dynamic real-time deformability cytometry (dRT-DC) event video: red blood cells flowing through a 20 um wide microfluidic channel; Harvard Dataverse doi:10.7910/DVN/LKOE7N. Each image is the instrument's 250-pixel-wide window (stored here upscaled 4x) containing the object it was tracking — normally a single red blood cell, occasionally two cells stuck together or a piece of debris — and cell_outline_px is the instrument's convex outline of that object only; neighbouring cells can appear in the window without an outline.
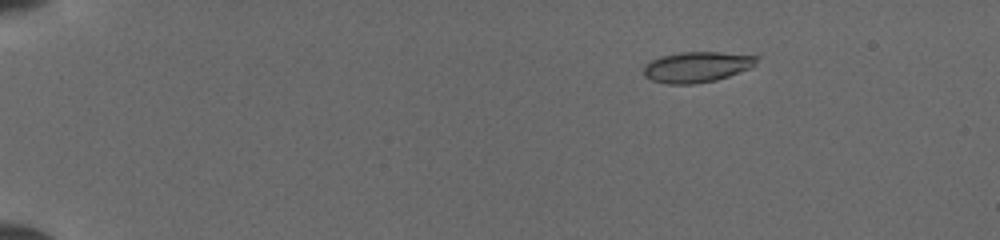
{"species": "common noctule bat (a hibernating species)", "species_latin": "Nyctalus noctula", "temperature_condition": "cold", "stored_images_in_passage": 43, "camera_frame_rate_fps": 3000, "um_per_image_px": 0.085, "animal": {"sex": "female", "body_mass_g": 19.5, "forearm_length_mm": 54.1}, "frame": {"image": 1, "passage_image": 1, "time_ms": 0.0, "image_size_px": [1000, 240], "cell_outline_px": [[760, 56], [756, 64], [752, 68], [716, 80], [692, 84], [668, 84], [652, 80], [644, 76], [644, 64], [648, 60], [660, 56], [680, 52], [720, 52]], "centroid_in_image_um": [59.23, 5.68], "position_along_channel_um": 25.8, "area_um2": 20.4}}
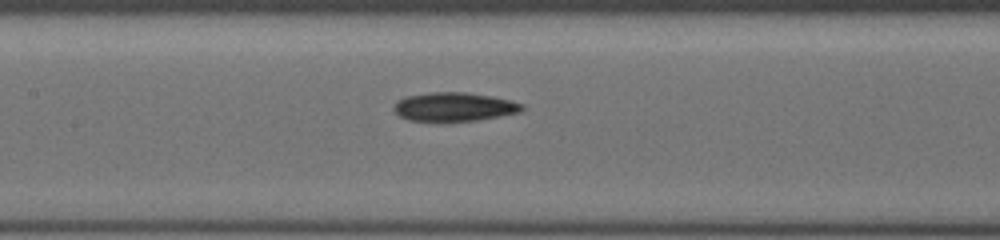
{"frame": {"image": 2, "passage_image": 19, "time_ms": 6.0, "image_size_px": [1000, 240], "cell_outline_px": [[524, 108], [520, 112], [476, 120], [408, 120], [400, 116], [392, 108], [396, 100], [404, 96], [428, 92], [464, 92], [492, 96], [512, 100], [524, 104]], "centroid_in_image_um": [38.59, 9.05], "position_along_channel_um": 168.8, "area_um2": 21.39}}
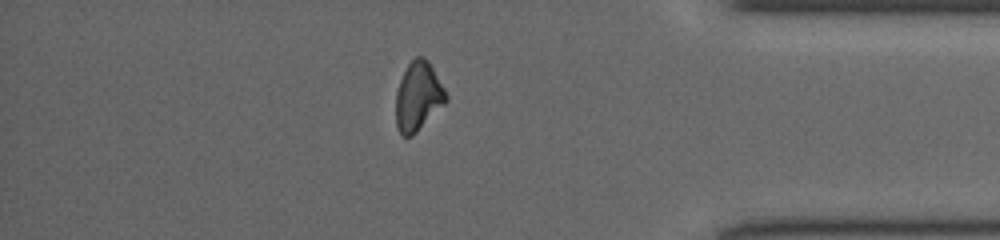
{"frame": {"image": 3, "passage_image": 37, "time_ms": 12.0, "image_size_px": [1000, 240], "cell_outline_px": [[448, 100], [412, 136], [404, 136], [396, 128], [396, 92], [400, 80], [408, 64], [416, 56], [424, 56], [428, 60], [444, 88], [448, 96]], "centroid_in_image_um": [35.54, 8.18], "position_along_channel_um": 399.7, "area_um2": 19.94}}